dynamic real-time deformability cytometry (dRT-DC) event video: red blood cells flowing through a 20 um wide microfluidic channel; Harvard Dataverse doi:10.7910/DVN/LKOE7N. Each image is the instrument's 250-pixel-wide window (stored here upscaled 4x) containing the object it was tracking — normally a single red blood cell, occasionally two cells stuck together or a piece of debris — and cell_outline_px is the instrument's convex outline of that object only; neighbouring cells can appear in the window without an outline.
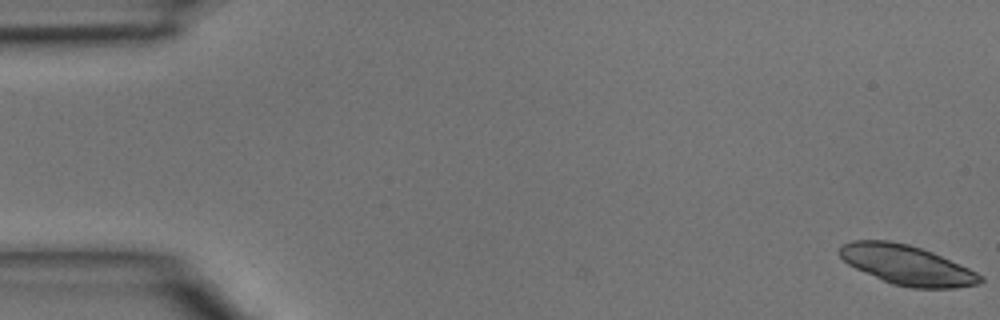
{"species": "common noctule bat (a hibernating species)", "species_latin": "Nyctalus noctula", "temperature_condition": "room temperature", "stored_images_in_passage": 4, "camera_frame_rate_fps": 3000, "um_per_image_px": 0.085, "animal": {"sex": "male", "body_mass_g": 15.6}, "frame": {"image": 1, "passage_image": 1, "time_ms": 0.0, "image_size_px": [1000, 320], "cell_outline_px": [[984, 280], [980, 284], [956, 288], [912, 288], [892, 284], [856, 268], [848, 264], [836, 252], [844, 244], [852, 240], [888, 240], [908, 244], [932, 252], [960, 264], [984, 276]], "centroid_in_image_um": [77.11, 22.53], "position_along_channel_um": 7.9, "area_um2": 32.43}}